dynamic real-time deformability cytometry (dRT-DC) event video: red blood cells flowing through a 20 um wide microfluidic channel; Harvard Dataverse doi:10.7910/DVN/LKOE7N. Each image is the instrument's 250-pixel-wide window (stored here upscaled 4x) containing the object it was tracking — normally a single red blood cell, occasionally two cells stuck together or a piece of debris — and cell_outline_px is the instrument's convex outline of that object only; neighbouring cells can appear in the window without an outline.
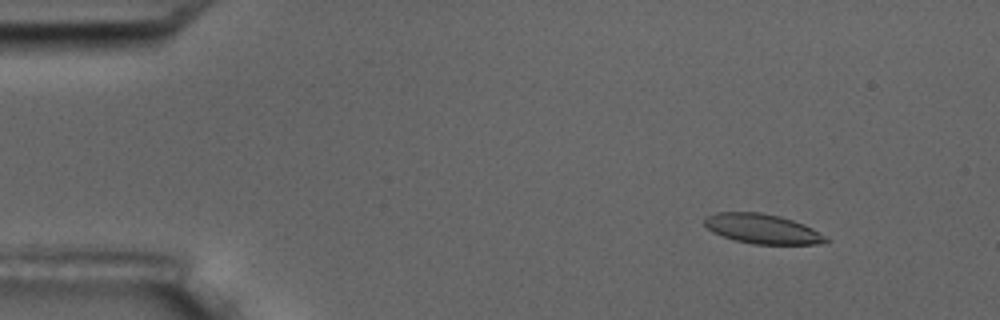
{"species": "common noctule bat (a hibernating species)", "species_latin": "Nyctalus noctula", "temperature_condition": "room temperature", "stored_images_in_passage": 7, "camera_frame_rate_fps": 3000, "um_per_image_px": 0.085, "animal": {"sex": "male", "body_mass_g": 17.5, "forearm_length_mm": 52.3}, "frame": {"image": 1, "passage_image": 3, "time_ms": 2.0, "image_size_px": [1000, 320], "cell_outline_px": [[832, 240], [816, 244], [752, 244], [736, 240], [712, 232], [704, 224], [704, 216], [716, 212], [760, 212], [780, 216], [804, 224], [812, 228]], "centroid_in_image_um": [64.79, 19.44], "position_along_channel_um": 20.2, "area_um2": 20.98}}
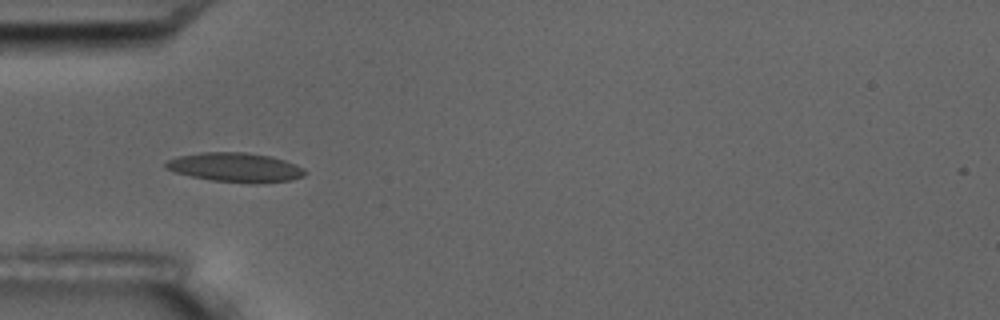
{"frame": {"image": 2, "passage_image": 6, "time_ms": 5.667, "image_size_px": [1000, 320], "cell_outline_px": [[308, 172], [304, 176], [292, 180], [252, 184], [212, 180], [192, 176], [176, 172], [164, 168], [164, 164], [168, 160], [180, 156], [200, 152], [244, 152], [272, 156], [296, 164], [304, 168]], "centroid_in_image_um": [20.06, 14.23], "position_along_channel_um": 64.9, "area_um2": 23.87}}